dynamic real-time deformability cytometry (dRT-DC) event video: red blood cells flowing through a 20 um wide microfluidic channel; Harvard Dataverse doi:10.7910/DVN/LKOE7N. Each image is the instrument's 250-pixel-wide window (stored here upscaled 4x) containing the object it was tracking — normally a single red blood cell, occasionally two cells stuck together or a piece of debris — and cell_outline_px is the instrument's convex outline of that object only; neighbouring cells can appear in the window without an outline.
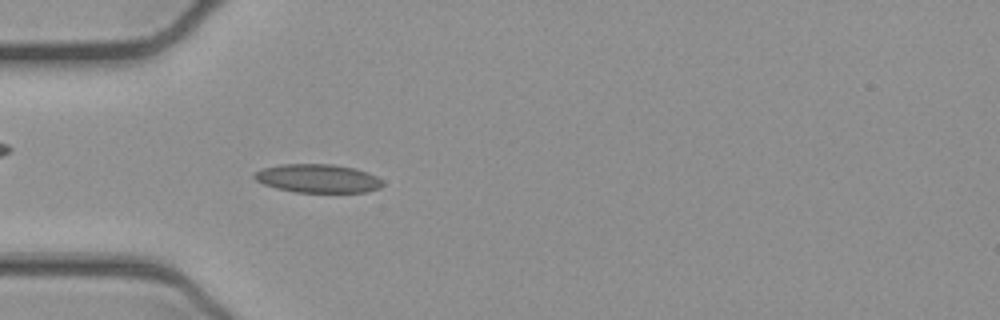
{"species": "common noctule bat (a hibernating species)", "species_latin": "Nyctalus noctula", "temperature_condition": "cold", "stored_images_in_passage": 48, "camera_frame_rate_fps": 3000, "um_per_image_px": 0.085, "animal": {"sex": "female", "body_mass_g": 21.9}, "frame": {"image": 1, "passage_image": 11, "time_ms": 3.333, "image_size_px": [1000, 320], "cell_outline_px": [[384, 184], [380, 188], [368, 192], [296, 192], [276, 188], [264, 184], [256, 180], [252, 176], [256, 172], [264, 168], [280, 164], [332, 164], [356, 168], [376, 176]], "centroid_in_image_um": [27.02, 15.17], "position_along_channel_um": 58.0, "area_um2": 21.27}}
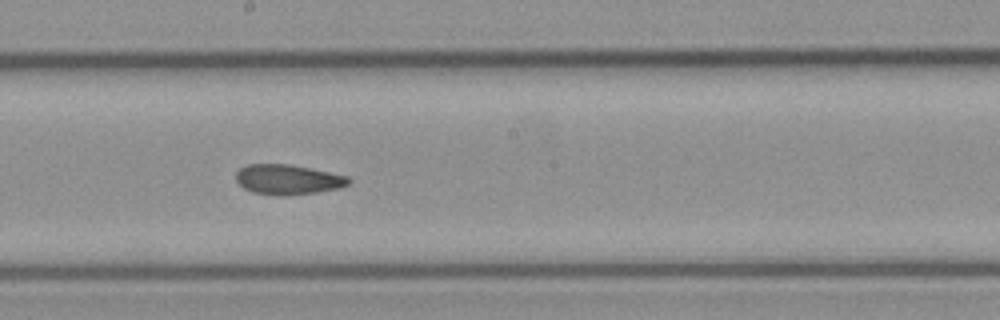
{"frame": {"image": 2, "passage_image": 24, "time_ms": 7.667, "image_size_px": [1000, 320], "cell_outline_px": [[352, 180], [348, 184], [340, 188], [316, 192], [284, 196], [280, 196], [252, 192], [244, 188], [236, 180], [236, 172], [240, 168], [248, 164], [288, 164], [348, 176]], "centroid_in_image_um": [24.46, 15.26], "position_along_channel_um": 223.7, "area_um2": 19.59}}
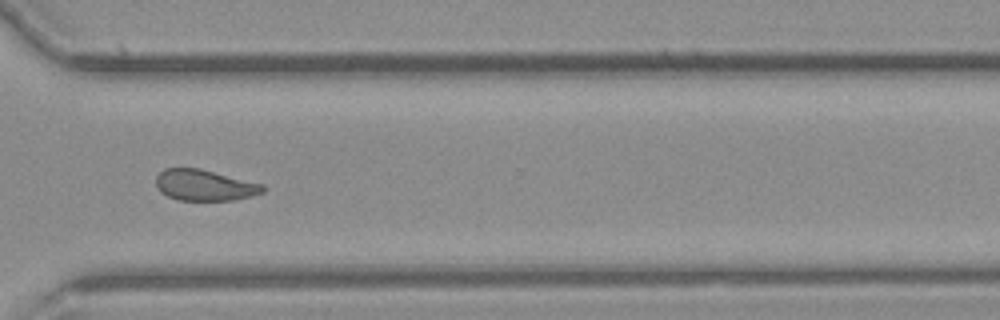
{"frame": {"image": 3, "passage_image": 34, "time_ms": 11.0, "image_size_px": [1000, 320], "cell_outline_px": [[264, 192], [236, 200], [176, 200], [160, 192], [156, 188], [156, 176], [164, 168], [200, 168], [264, 184]], "centroid_in_image_um": [17.37, 15.74], "position_along_channel_um": 353.2, "area_um2": 19.48}, "authors_computed_cell_mechanics": {"area_um2": 20.2878, "velocity_mm_per_s": 3.8946, "shape_relaxation_time_tau1_ms": null, "shape_relaxation_time_tau2_ms": 2.6227, "deformation_change_tau1": null, "deformation_change_tau2": 0.0781}}